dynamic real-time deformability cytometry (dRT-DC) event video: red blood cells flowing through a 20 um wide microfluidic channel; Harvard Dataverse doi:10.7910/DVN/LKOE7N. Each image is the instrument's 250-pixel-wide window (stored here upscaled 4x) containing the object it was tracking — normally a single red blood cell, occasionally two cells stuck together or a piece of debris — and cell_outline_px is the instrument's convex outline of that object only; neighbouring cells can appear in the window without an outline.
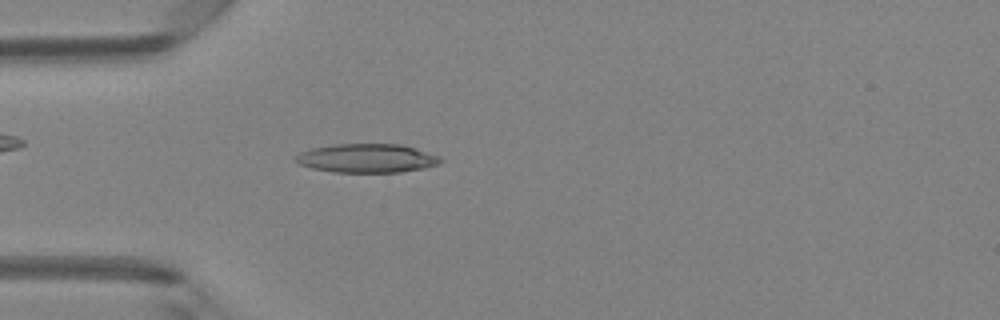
{"species": "Egyptian fruit bat (a non-hibernating species)", "species_latin": "Rousettus aegyptiacus", "temperature_condition": "room temperature", "stored_images_in_passage": 47, "camera_frame_rate_fps": 3000, "um_per_image_px": 0.085, "animal": {"sex": "female"}, "frame": {"image": 1, "passage_image": 13, "time_ms": 4.0, "image_size_px": [1000, 320], "cell_outline_px": [[444, 160], [440, 164], [424, 168], [400, 172], [332, 172], [312, 168], [300, 164], [296, 160], [296, 156], [300, 152], [312, 148], [336, 144], [400, 144], [416, 148], [440, 156]], "centroid_in_image_um": [31.24, 13.45], "position_along_channel_um": 53.8, "area_um2": 24.33}}
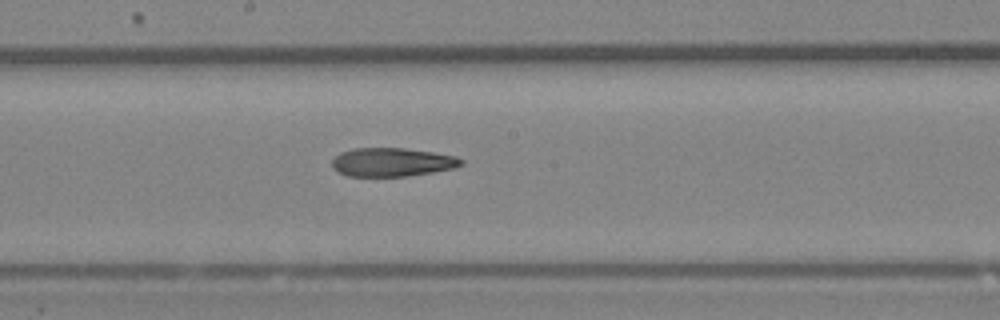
{"frame": {"image": 2, "passage_image": 25, "time_ms": 8.0, "image_size_px": [1000, 320], "cell_outline_px": [[464, 164], [452, 168], [432, 172], [408, 176], [348, 176], [332, 168], [332, 160], [340, 152], [352, 148], [404, 148], [432, 152], [456, 156], [464, 160]], "centroid_in_image_um": [33.32, 13.78], "position_along_channel_um": 214.9, "area_um2": 21.5}}
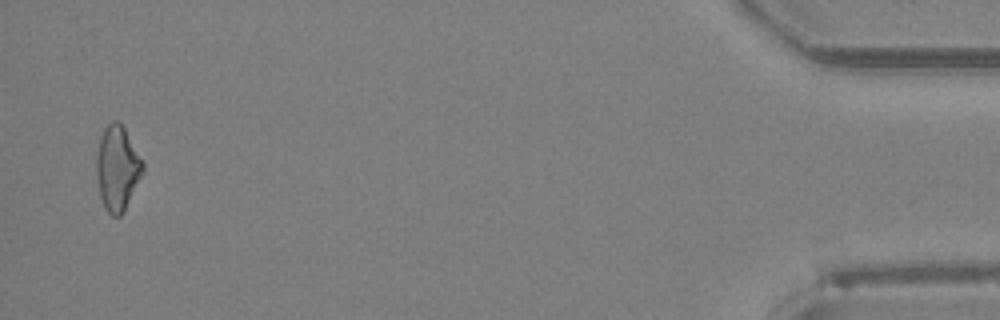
{"frame": {"image": 3, "passage_image": 46, "time_ms": 15.0, "image_size_px": [1000, 320], "cell_outline_px": [[144, 172], [124, 212], [120, 216], [112, 216], [104, 208], [100, 196], [96, 176], [96, 156], [100, 136], [104, 128], [112, 120], [116, 120], [124, 128], [144, 160]], "centroid_in_image_um": [9.98, 14.31], "position_along_channel_um": 425.2, "area_um2": 23.24}, "authors_computed_cell_mechanics": {"area_um2": 22.4842, "velocity_mm_per_s": 4.2264, "shape_relaxation_time_tau1_ms": null, "shape_relaxation_time_tau2_ms": 10.0392, "deformation_change_tau1": null, "deformation_change_tau2": 0.2703}}